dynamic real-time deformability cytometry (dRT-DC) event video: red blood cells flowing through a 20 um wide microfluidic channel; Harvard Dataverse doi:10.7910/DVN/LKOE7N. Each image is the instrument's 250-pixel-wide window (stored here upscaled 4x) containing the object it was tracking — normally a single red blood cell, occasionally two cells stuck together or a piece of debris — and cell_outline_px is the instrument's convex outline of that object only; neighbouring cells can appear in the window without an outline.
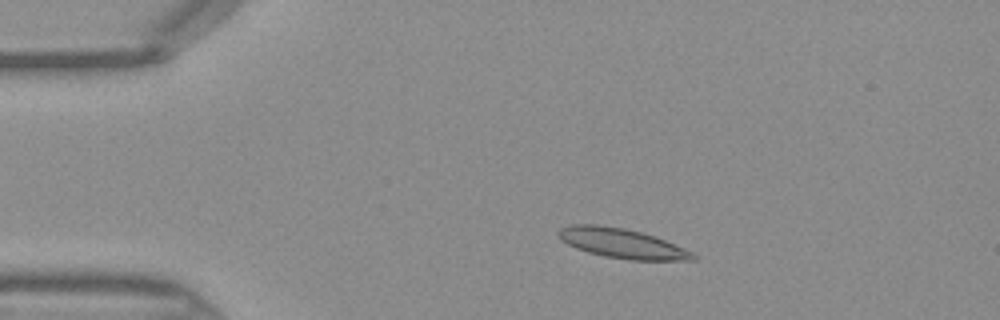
{"species": "Egyptian fruit bat (a non-hibernating species)", "species_latin": "Rousettus aegyptiacus", "temperature_condition": "warm", "stored_images_in_passage": 43, "camera_frame_rate_fps": 3000, "um_per_image_px": 0.085, "frame": {"image": 1, "passage_image": 7, "time_ms": 2.0, "image_size_px": [1000, 320], "cell_outline_px": [[696, 260], [628, 260], [604, 256], [588, 252], [576, 248], [560, 240], [556, 232], [560, 228], [572, 224], [596, 224], [624, 228], [640, 232], [664, 240], [692, 252], [696, 256]], "centroid_in_image_um": [52.81, 20.68], "position_along_channel_um": 32.2, "area_um2": 23.12}}
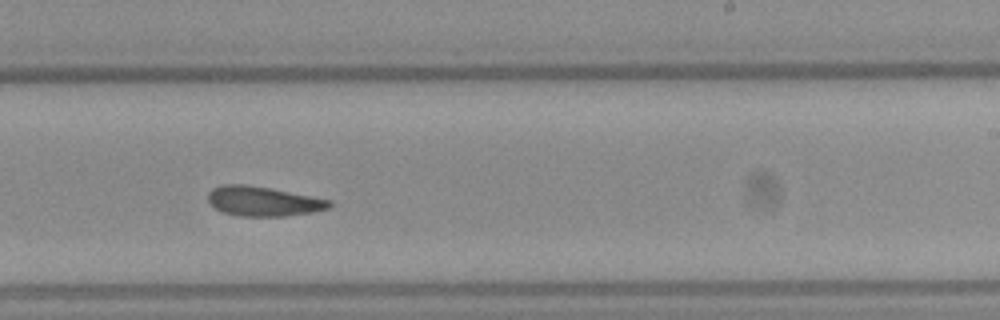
{"frame": {"image": 2, "passage_image": 26, "time_ms": 8.333, "image_size_px": [1000, 320], "cell_outline_px": [[332, 204], [328, 208], [312, 212], [280, 216], [240, 216], [224, 212], [216, 208], [208, 200], [208, 192], [212, 188], [220, 184], [248, 184], [332, 200]], "centroid_in_image_um": [22.35, 17.09], "position_along_channel_um": 266.7, "area_um2": 20.81}}
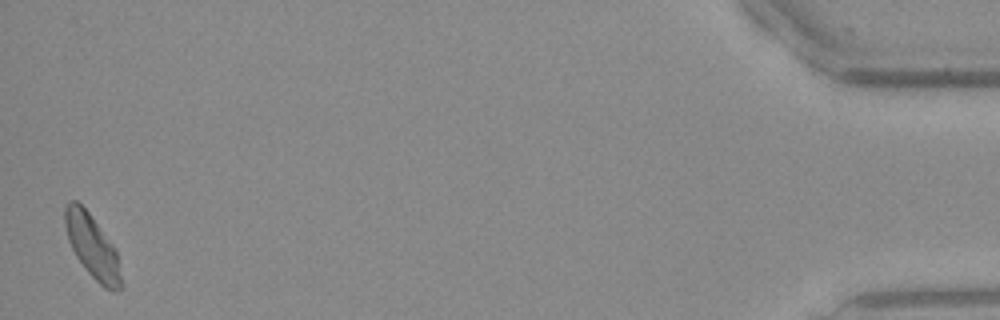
{"frame": {"image": 3, "passage_image": 43, "time_ms": 14.0, "image_size_px": [1000, 320], "cell_outline_px": [[120, 288], [104, 288], [88, 272], [76, 256], [68, 240], [64, 224], [64, 208], [68, 200], [76, 200], [88, 212], [116, 248], [120, 276]], "centroid_in_image_um": [7.79, 20.87], "position_along_channel_um": 427.4, "area_um2": 20.17}}